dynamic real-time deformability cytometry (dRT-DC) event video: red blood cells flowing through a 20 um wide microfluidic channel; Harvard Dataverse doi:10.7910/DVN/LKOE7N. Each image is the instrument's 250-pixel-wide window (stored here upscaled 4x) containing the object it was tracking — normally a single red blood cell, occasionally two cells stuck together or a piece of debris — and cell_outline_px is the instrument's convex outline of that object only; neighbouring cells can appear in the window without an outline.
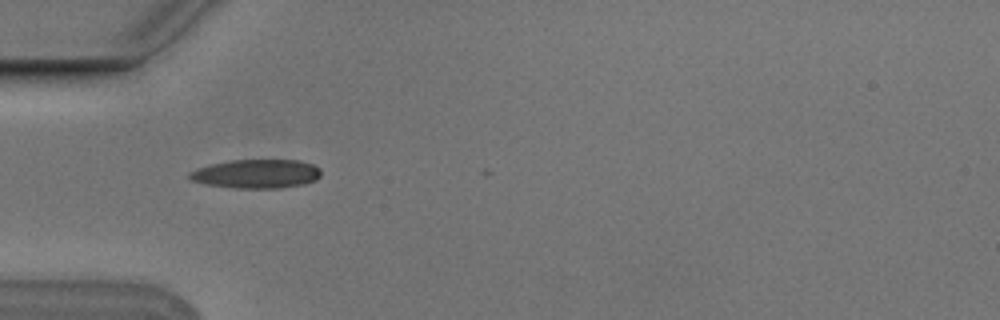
{"species": "Egyptian fruit bat (a non-hibernating species)", "species_latin": "Rousettus aegyptiacus", "temperature_condition": "cold", "stored_images_in_passage": 2, "camera_frame_rate_fps": 3000, "um_per_image_px": 0.085, "animal": {"sex": "male"}, "frame": {"image": 1, "passage_image": 1, "time_ms": 0.0, "image_size_px": [1000, 320], "cell_outline_px": [[320, 176], [316, 180], [304, 184], [280, 188], [232, 188], [208, 184], [188, 180], [188, 172], [196, 168], [228, 160], [300, 160], [312, 164], [320, 168]], "centroid_in_image_um": [21.78, 14.77], "position_along_channel_um": 63.2, "area_um2": 22.31}}